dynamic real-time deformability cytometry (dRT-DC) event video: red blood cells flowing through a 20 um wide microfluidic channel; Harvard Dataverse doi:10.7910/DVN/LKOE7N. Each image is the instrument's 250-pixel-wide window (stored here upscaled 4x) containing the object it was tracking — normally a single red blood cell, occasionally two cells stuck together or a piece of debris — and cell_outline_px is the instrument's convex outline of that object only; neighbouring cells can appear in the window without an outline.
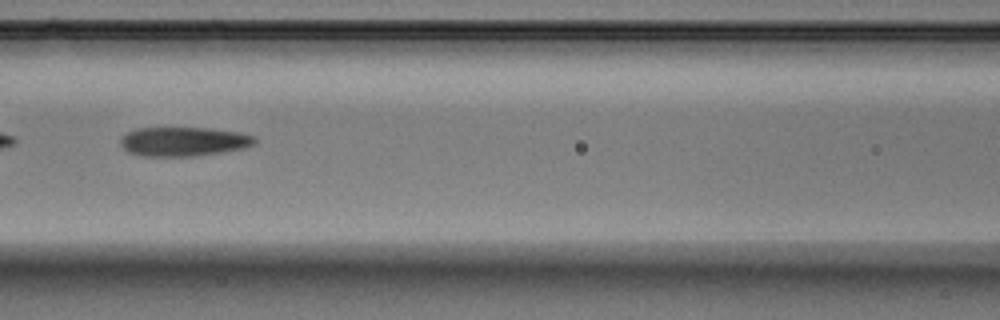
{"species": "Egyptian fruit bat (a non-hibernating species)", "species_latin": "Rousettus aegyptiacus", "temperature_condition": "warm", "stored_images_in_passage": 39, "camera_frame_rate_fps": 3000, "um_per_image_px": 0.085, "animal": {"sex": "male"}, "frame": {"image": 1, "passage_image": 10, "time_ms": 3.0, "image_size_px": [1000, 320], "cell_outline_px": [[256, 144], [244, 148], [220, 152], [192, 156], [144, 156], [128, 152], [120, 144], [120, 136], [136, 128], [212, 128], [236, 132], [256, 136]], "centroid_in_image_um": [15.59, 12.02], "position_along_channel_um": 151.0, "area_um2": 22.83}}
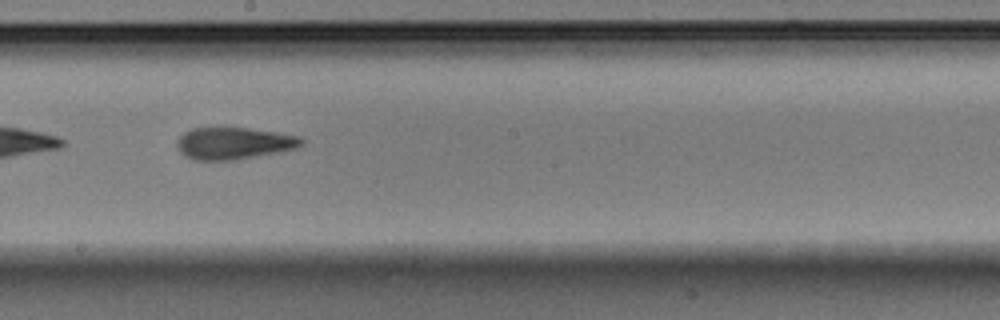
{"frame": {"image": 2, "passage_image": 16, "time_ms": 5.0, "image_size_px": [1000, 320], "cell_outline_px": [[304, 144], [296, 148], [276, 152], [228, 160], [196, 160], [184, 156], [180, 152], [176, 144], [176, 140], [184, 132], [192, 128], [248, 128], [280, 132], [300, 136], [304, 140]], "centroid_in_image_um": [19.87, 12.16], "position_along_channel_um": 228.3, "area_um2": 23.06}}
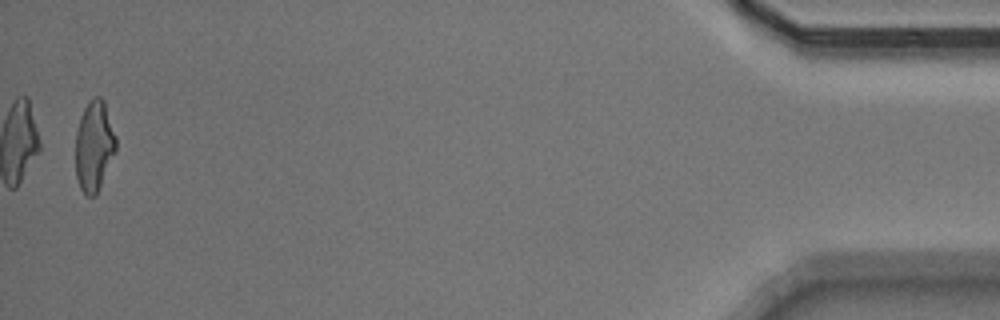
{"frame": {"image": 3, "passage_image": 38, "time_ms": 12.333, "image_size_px": [1000, 320], "cell_outline_px": [[116, 152], [96, 196], [88, 196], [80, 188], [76, 176], [76, 132], [80, 116], [84, 108], [92, 96], [100, 96], [104, 100], [116, 136]], "centroid_in_image_um": [8.01, 12.39], "position_along_channel_um": 427.2, "area_um2": 21.5}, "authors_computed_cell_mechanics": {"area_um2": 22.6576, "velocity_mm_per_s": 3.8735, "shape_relaxation_time_tau1_ms": 8.2566, "shape_relaxation_time_tau2_ms": 3.0905, "deformation_change_tau1": 0.2244, "deformation_change_tau2": 0.1203}}